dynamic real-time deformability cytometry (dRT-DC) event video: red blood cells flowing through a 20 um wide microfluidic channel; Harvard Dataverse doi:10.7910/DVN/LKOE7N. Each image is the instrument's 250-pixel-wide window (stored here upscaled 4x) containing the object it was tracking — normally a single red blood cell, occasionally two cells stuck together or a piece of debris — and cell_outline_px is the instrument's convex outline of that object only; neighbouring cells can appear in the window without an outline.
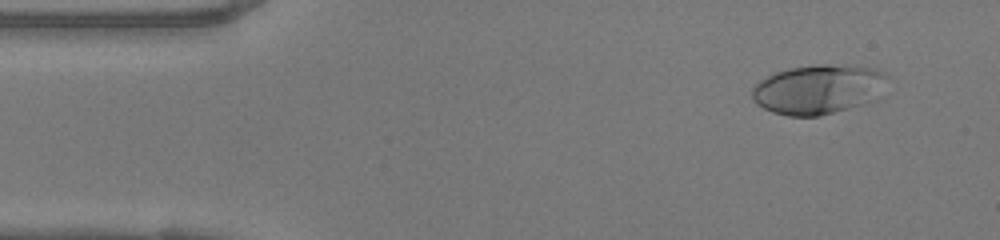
{"species": "human", "species_latin": "Homo sapiens", "temperature_condition": "warm", "stored_images_in_passage": 48, "camera_frame_rate_fps": 3000, "um_per_image_px": 0.085, "donor": {"sex": "female"}, "frame": {"image": 1, "passage_image": 4, "time_ms": 1.0, "image_size_px": [1000, 240], "cell_outline_px": [[888, 76], [876, 100], [820, 116], [788, 116], [772, 112], [756, 104], [752, 100], [752, 88], [760, 80], [776, 72], [788, 68], [816, 64], [828, 64], [872, 68], [884, 72]], "centroid_in_image_um": [69.52, 7.59], "position_along_channel_um": 15.5, "area_um2": 38.96}}
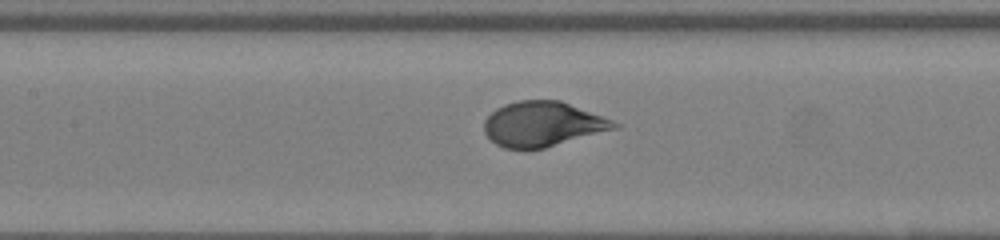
{"frame": {"image": 2, "passage_image": 21, "time_ms": 6.667, "image_size_px": [1000, 240], "cell_outline_px": [[620, 128], [544, 148], [524, 152], [504, 148], [496, 144], [484, 132], [484, 120], [496, 108], [504, 104], [516, 100], [560, 100], [612, 120], [620, 124]], "centroid_in_image_um": [46.11, 10.57], "position_along_channel_um": 161.3, "area_um2": 34.51}}
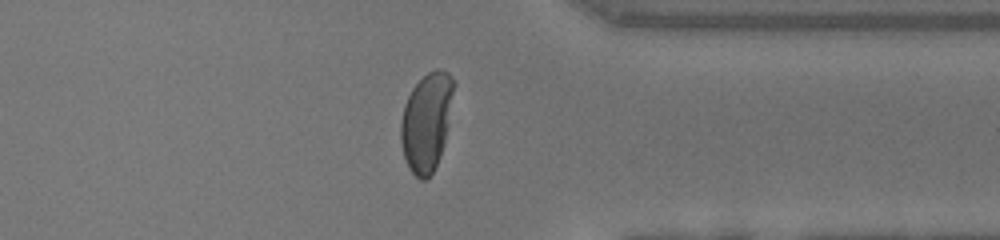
{"frame": {"image": 3, "passage_image": 37, "time_ms": 12.0, "image_size_px": [1000, 240], "cell_outline_px": [[456, 84], [444, 144], [440, 156], [432, 172], [424, 180], [420, 180], [408, 168], [404, 156], [400, 140], [400, 120], [404, 104], [412, 88], [428, 72], [436, 68], [440, 68], [448, 72], [456, 80]], "centroid_in_image_um": [36.26, 10.31], "position_along_channel_um": 375.1, "area_um2": 30.63}, "authors_computed_cell_mechanics": {"area_um2": 34.9979, "velocity_mm_per_s": 4.1508, "shape_relaxation_time_tau1_ms": 3.7932, "shape_relaxation_time_tau2_ms": null, "deformation_change_tau1": 0.2247, "deformation_change_tau2": null}}